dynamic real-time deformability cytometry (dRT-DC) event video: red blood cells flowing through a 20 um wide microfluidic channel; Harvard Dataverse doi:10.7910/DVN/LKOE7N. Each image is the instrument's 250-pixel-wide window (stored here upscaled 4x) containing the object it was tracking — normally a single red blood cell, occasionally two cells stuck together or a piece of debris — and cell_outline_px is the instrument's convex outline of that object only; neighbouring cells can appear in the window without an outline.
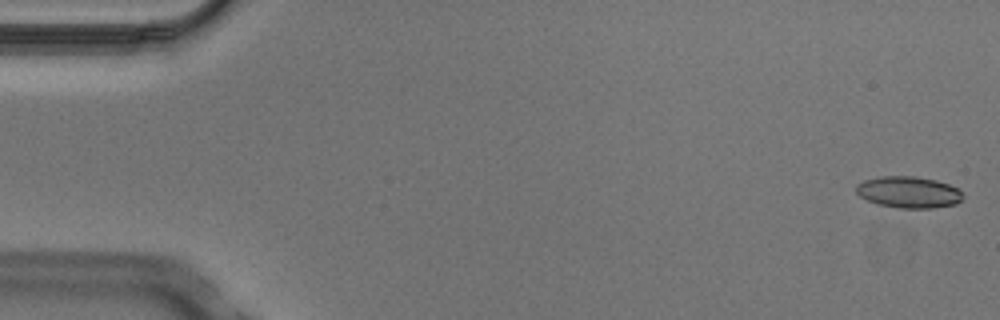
{"species": "Egyptian fruit bat (a non-hibernating species)", "species_latin": "Rousettus aegyptiacus", "temperature_condition": "cold", "stored_images_in_passage": 6, "segment_of_instrument_passage": [1, 2], "camera_frame_rate_fps": 3000, "um_per_image_px": 0.085, "animal": {"sex": "male"}, "frame": {"image": 1, "passage_image": 1, "time_ms": 0.0, "image_size_px": [1000, 320], "cell_outline_px": [[964, 200], [956, 204], [932, 208], [896, 208], [876, 204], [860, 196], [856, 192], [856, 184], [864, 180], [880, 176], [916, 176], [936, 180], [960, 188], [964, 196]], "centroid_in_image_um": [77.27, 16.34], "position_along_channel_um": 7.7, "area_um2": 19.94}}
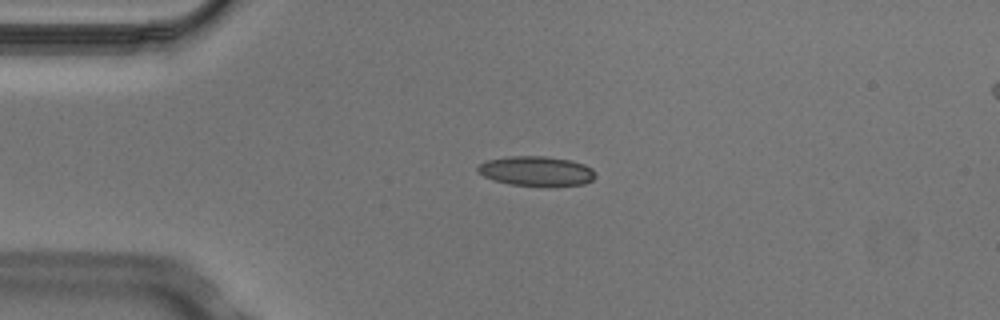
{"frame": {"image": 2, "passage_image": 4, "time_ms": 1.0, "image_size_px": [1000, 320], "cell_outline_px": [[596, 176], [592, 180], [584, 184], [512, 184], [492, 180], [484, 176], [476, 168], [480, 164], [488, 160], [508, 156], [544, 156], [572, 160], [584, 164], [592, 168], [596, 172]], "centroid_in_image_um": [45.61, 14.5], "position_along_channel_um": 39.4, "area_um2": 19.83}}